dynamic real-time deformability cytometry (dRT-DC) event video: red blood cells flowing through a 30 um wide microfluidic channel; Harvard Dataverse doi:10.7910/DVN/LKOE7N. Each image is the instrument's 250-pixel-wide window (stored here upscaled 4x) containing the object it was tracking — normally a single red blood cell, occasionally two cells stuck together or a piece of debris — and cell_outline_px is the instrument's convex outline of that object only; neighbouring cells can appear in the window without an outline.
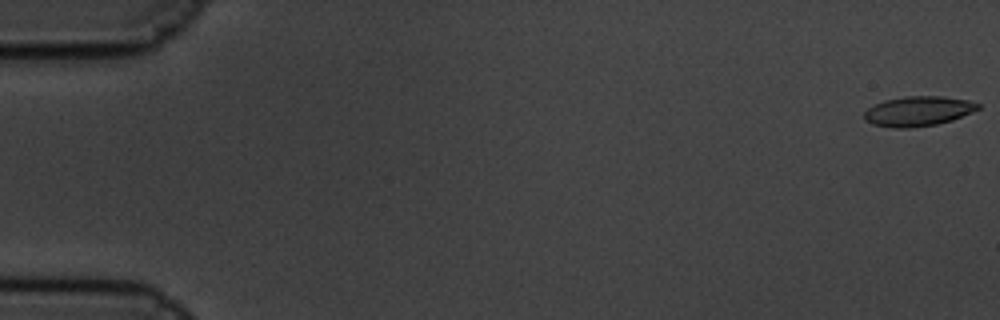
{"species": "common noctule bat (a hibernating species)", "species_latin": "Nyctalus noctula", "temperature_condition": "cold", "stored_images_in_passage": 61, "camera_frame_rate_fps": 3000, "um_per_image_px": 0.085, "animal": {"sex": "male", "body_mass_g": 19.5, "forearm_length_mm": 54.6}, "frame": {"image": 1, "passage_image": 1, "time_ms": 0.0, "image_size_px": [1000, 320], "cell_outline_px": [[980, 108], [972, 112], [952, 120], [936, 124], [908, 128], [892, 128], [872, 124], [864, 120], [864, 112], [868, 108], [884, 100], [904, 96], [944, 96], [968, 100], [980, 104]], "centroid_in_image_um": [78.03, 9.45], "position_along_channel_um": 7.0, "area_um2": 19.83}}
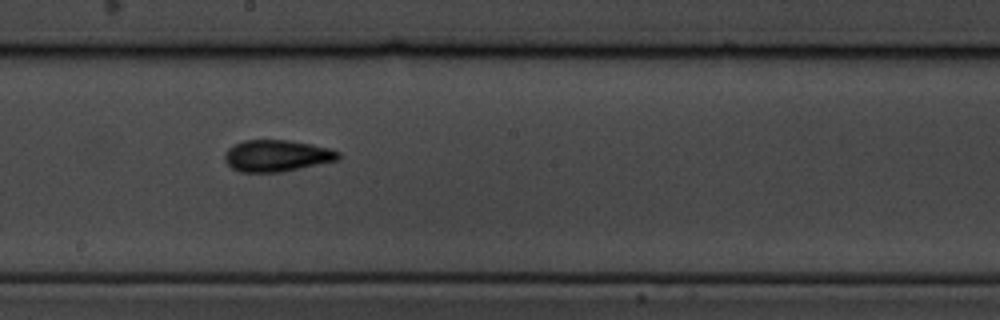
{"frame": {"image": 2, "passage_image": 34, "time_ms": 11.0, "image_size_px": [1000, 320], "cell_outline_px": [[340, 156], [336, 160], [280, 172], [240, 172], [232, 168], [224, 160], [224, 156], [228, 148], [244, 140], [288, 140], [312, 144], [328, 148], [340, 152]], "centroid_in_image_um": [23.49, 13.23], "position_along_channel_um": 224.7, "area_um2": 20.69}}
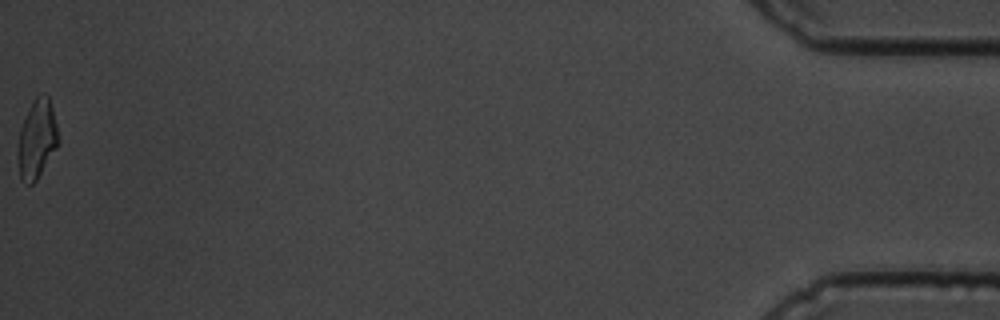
{"frame": {"image": 3, "passage_image": 61, "time_ms": 20.0, "image_size_px": [1000, 320], "cell_outline_px": [[56, 148], [36, 180], [32, 184], [24, 184], [20, 180], [16, 152], [20, 128], [32, 100], [36, 96], [48, 96], [52, 108], [56, 124]], "centroid_in_image_um": [3.07, 11.87], "position_along_channel_um": 432.1, "area_um2": 18.26}, "authors_computed_cell_mechanics": {"area_um2": 19.7098, "velocity_mm_per_s": 3.3581, "shape_relaxation_time_tau1_ms": 4.4438, "shape_relaxation_time_tau2_ms": 4.8037, "deformation_change_tau1": 0.114, "deformation_change_tau2": 0.1088}}